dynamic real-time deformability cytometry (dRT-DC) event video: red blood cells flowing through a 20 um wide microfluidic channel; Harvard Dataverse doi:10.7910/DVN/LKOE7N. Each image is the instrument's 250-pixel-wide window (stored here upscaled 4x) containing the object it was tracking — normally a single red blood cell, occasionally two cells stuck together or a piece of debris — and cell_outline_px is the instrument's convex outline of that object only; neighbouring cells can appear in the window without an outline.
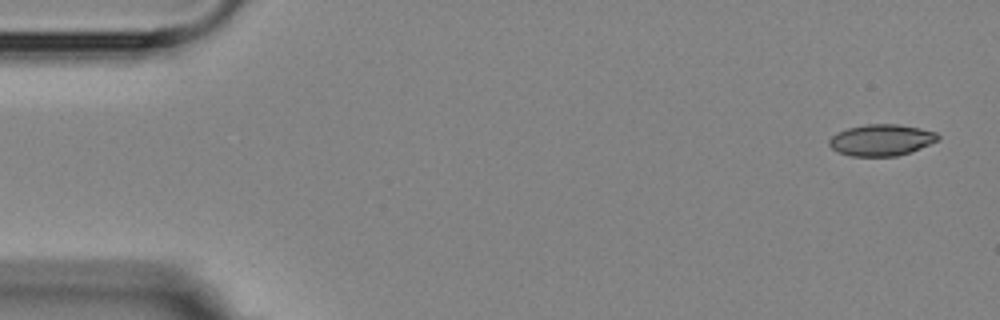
{"species": "Egyptian fruit bat (a non-hibernating species)", "species_latin": "Rousettus aegyptiacus", "temperature_condition": "room temperature", "stored_images_in_passage": 4, "camera_frame_rate_fps": 3000, "um_per_image_px": 0.085, "animal": {"sex": "female"}, "frame": {"image": 1, "passage_image": 1, "time_ms": 0.0, "image_size_px": [1000, 320], "cell_outline_px": [[940, 136], [936, 140], [928, 144], [908, 152], [896, 156], [852, 156], [836, 152], [828, 144], [828, 140], [836, 132], [848, 128], [864, 124], [896, 124], [920, 128], [936, 132]], "centroid_in_image_um": [74.85, 11.89], "position_along_channel_um": 10.2, "area_um2": 19.77}}
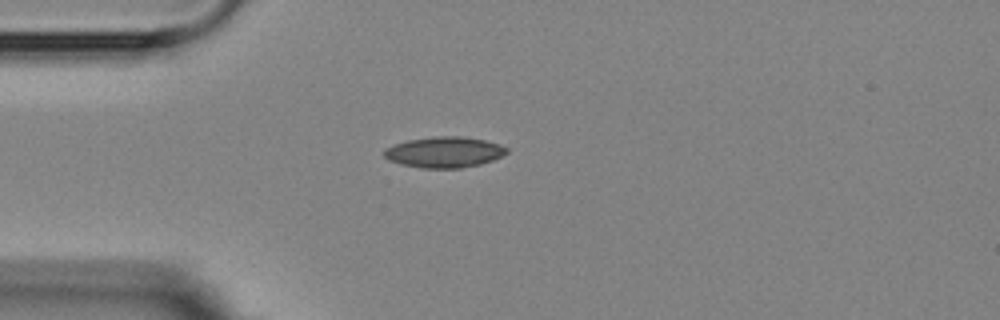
{"frame": {"image": 2, "passage_image": 4, "time_ms": 4.0, "image_size_px": [1000, 320], "cell_outline_px": [[508, 152], [492, 160], [480, 164], [460, 168], [420, 168], [400, 164], [388, 160], [384, 156], [384, 148], [408, 140], [436, 136], [460, 136], [484, 140], [500, 144], [508, 148]], "centroid_in_image_um": [37.75, 12.93], "position_along_channel_um": 47.3, "area_um2": 21.96}}